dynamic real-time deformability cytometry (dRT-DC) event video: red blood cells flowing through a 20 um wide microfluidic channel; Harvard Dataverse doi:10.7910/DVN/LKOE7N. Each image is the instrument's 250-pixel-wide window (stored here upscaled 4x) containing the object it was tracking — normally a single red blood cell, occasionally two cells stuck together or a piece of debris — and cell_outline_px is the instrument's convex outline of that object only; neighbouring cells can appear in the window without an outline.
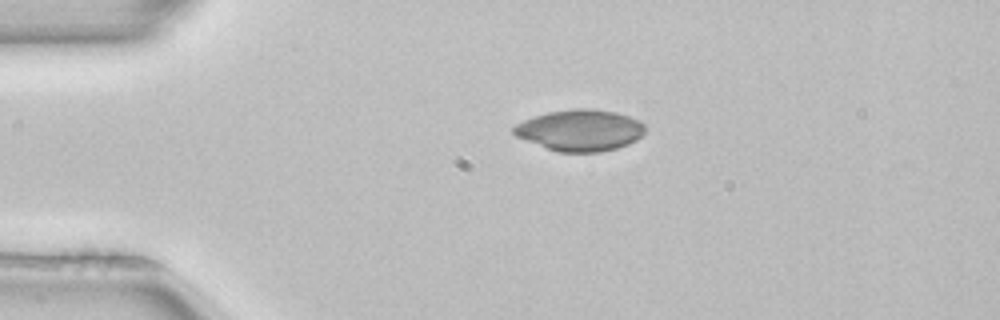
{"species": "common noctule bat (a hibernating species)", "species_latin": "Nyctalus noctula", "temperature_condition": "room temperature", "stored_images_in_passage": 2, "camera_frame_rate_fps": 3000, "um_per_image_px": 0.085, "animal": {"sex": "female", "body_mass_g": 22.7, "forearm_length_mm": 54.2}, "frame": {"image": 1, "passage_image": 1, "time_ms": 0.0, "image_size_px": [1000, 320], "cell_outline_px": [[644, 132], [636, 140], [628, 144], [616, 148], [600, 152], [556, 152], [516, 136], [512, 132], [512, 128], [516, 124], [524, 120], [548, 112], [576, 108], [592, 108], [616, 112], [640, 120], [644, 124]], "centroid_in_image_um": [49.31, 11.07], "position_along_channel_um": 35.7, "area_um2": 31.62}}